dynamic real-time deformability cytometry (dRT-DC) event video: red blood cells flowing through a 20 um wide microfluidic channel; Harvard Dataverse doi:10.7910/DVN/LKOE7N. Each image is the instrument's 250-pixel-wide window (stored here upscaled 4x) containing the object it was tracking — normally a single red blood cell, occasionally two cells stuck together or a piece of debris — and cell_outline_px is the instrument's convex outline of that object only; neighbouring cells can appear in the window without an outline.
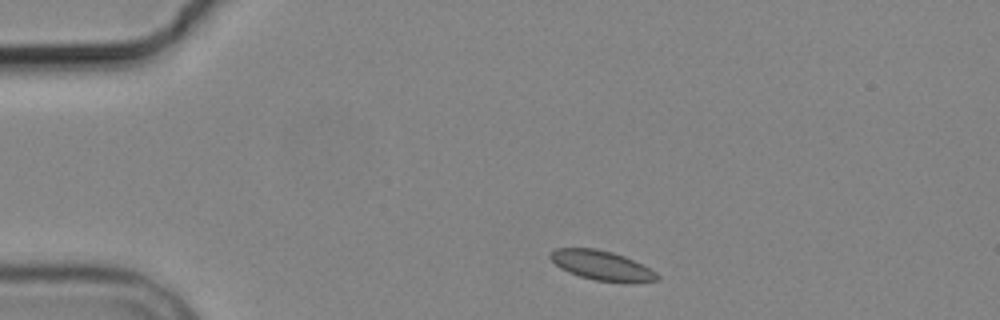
{"species": "common noctule bat (a hibernating species)", "species_latin": "Nyctalus noctula", "temperature_condition": "cold", "stored_images_in_passage": 2, "camera_frame_rate_fps": 3000, "um_per_image_px": 0.085, "animal": {"sex": "male", "body_mass_g": 19.2, "forearm_length_mm": 51.8}, "frame": {"image": 1, "passage_image": 1, "time_ms": 0.0, "image_size_px": [1000, 320], "cell_outline_px": [[660, 280], [632, 284], [624, 284], [596, 280], [580, 276], [568, 272], [560, 268], [548, 256], [548, 252], [556, 248], [596, 248], [612, 252], [624, 256], [656, 272], [660, 276]], "centroid_in_image_um": [51.17, 22.59], "position_along_channel_um": 33.8, "area_um2": 18.73}}